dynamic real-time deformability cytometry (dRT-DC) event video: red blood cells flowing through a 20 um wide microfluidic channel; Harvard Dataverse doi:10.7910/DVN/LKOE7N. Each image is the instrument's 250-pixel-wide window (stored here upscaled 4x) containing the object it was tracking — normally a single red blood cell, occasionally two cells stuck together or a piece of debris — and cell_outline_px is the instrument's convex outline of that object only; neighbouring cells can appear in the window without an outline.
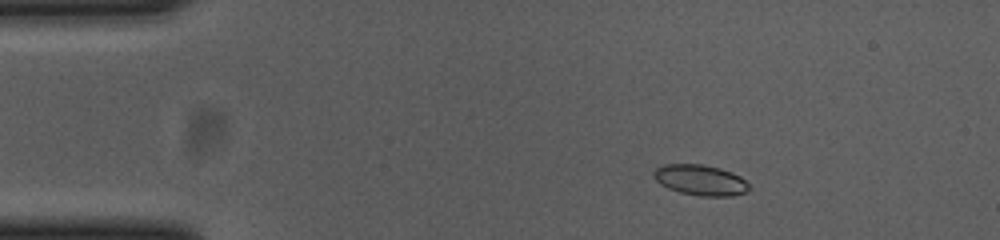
{"species": "common noctule bat (a hibernating species)", "species_latin": "Nyctalus noctula", "temperature_condition": "cold", "stored_images_in_passage": 51, "camera_frame_rate_fps": 3000, "um_per_image_px": 0.085, "animal": {"sex": "female", "body_mass_g": 23.0, "forearm_length_mm": 53.4}, "frame": {"image": 1, "passage_image": 5, "time_ms": 1.333, "image_size_px": [1000, 240], "cell_outline_px": [[752, 188], [744, 192], [732, 196], [700, 196], [680, 192], [668, 188], [660, 184], [652, 176], [652, 172], [656, 168], [664, 164], [704, 164], [720, 168], [732, 172], [740, 176]], "centroid_in_image_um": [59.52, 15.3], "position_along_channel_um": 25.5, "area_um2": 17.11}}
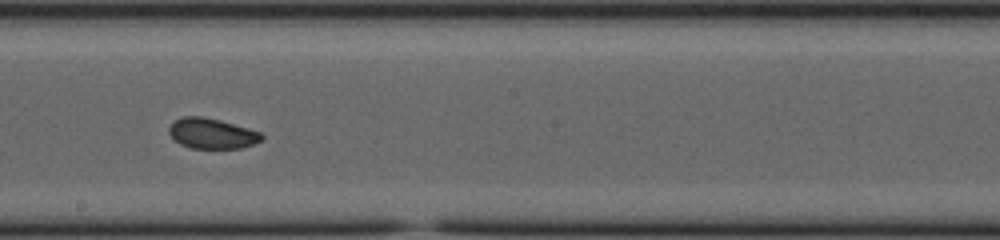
{"frame": {"image": 2, "passage_image": 27, "time_ms": 8.667, "image_size_px": [1000, 240], "cell_outline_px": [[264, 140], [240, 148], [192, 148], [180, 144], [168, 132], [168, 128], [176, 120], [184, 116], [204, 116], [220, 120], [248, 128], [260, 132], [264, 136]], "centroid_in_image_um": [18.03, 11.34], "position_along_channel_um": 230.2, "area_um2": 16.3}}
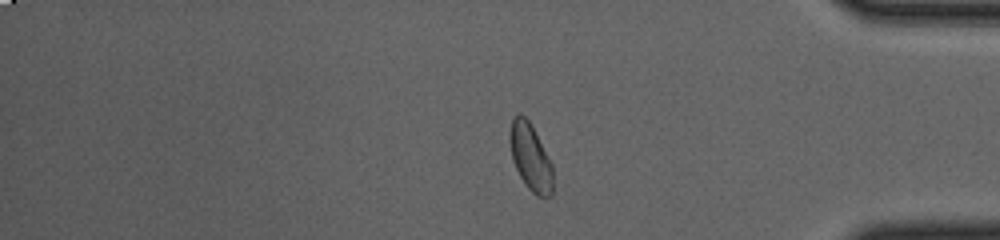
{"frame": {"image": 3, "passage_image": 42, "time_ms": 13.667, "image_size_px": [1000, 240], "cell_outline_px": [[552, 192], [548, 196], [536, 196], [528, 188], [520, 176], [512, 160], [508, 140], [508, 136], [512, 120], [516, 112], [520, 112], [532, 124], [552, 164]], "centroid_in_image_um": [45.06, 13.3], "position_along_channel_um": 390.1, "area_um2": 16.94}, "authors_computed_cell_mechanics": {"area_um2": 16.8776, "velocity_mm_per_s": 3.6797, "shape_relaxation_time_tau1_ms": null, "shape_relaxation_time_tau2_ms": 2.9329, "deformation_change_tau1": null, "deformation_change_tau2": 0.0606}}